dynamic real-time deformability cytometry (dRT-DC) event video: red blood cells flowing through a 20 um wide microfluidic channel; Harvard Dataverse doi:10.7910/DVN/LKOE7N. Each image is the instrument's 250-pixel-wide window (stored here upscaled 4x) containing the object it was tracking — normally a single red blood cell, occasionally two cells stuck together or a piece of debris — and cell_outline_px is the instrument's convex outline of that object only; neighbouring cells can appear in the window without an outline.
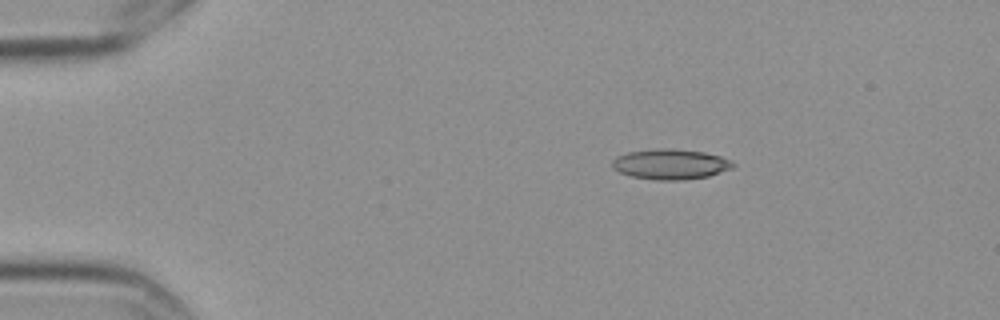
{"species": "Egyptian fruit bat (a non-hibernating species)", "species_latin": "Rousettus aegyptiacus", "temperature_condition": "cold", "stored_images_in_passage": 3, "camera_frame_rate_fps": 3000, "um_per_image_px": 0.085, "frame": {"image": 1, "passage_image": 1, "time_ms": 0.0, "image_size_px": [1000, 320], "cell_outline_px": [[736, 164], [732, 168], [708, 176], [684, 180], [656, 180], [632, 176], [620, 172], [612, 168], [612, 160], [616, 156], [628, 152], [660, 148], [664, 148], [704, 152], [720, 156], [732, 160]], "centroid_in_image_um": [56.99, 13.96], "position_along_channel_um": 28.0, "area_um2": 21.27}}